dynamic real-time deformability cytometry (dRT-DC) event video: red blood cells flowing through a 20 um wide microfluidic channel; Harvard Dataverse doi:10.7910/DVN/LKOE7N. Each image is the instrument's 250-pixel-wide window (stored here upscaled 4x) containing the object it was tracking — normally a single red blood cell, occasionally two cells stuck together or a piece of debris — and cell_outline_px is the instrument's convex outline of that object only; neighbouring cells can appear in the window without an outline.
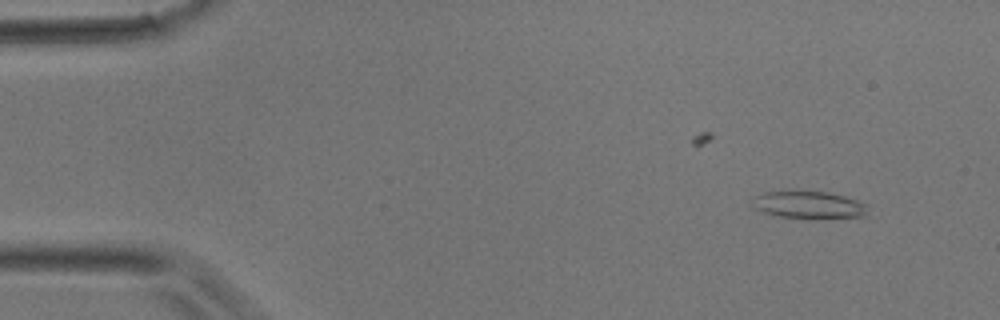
{"species": "common noctule bat (a hibernating species)", "species_latin": "Nyctalus noctula", "temperature_condition": "room temperature", "stored_images_in_passage": 4, "camera_frame_rate_fps": 3000, "um_per_image_px": 0.085, "animal": {"sex": "male", "body_mass_g": 17.9}, "frame": {"image": 1, "passage_image": 4, "time_ms": 1.0, "image_size_px": [1000, 320], "cell_outline_px": [[868, 204], [864, 216], [772, 216], [756, 208], [752, 204], [752, 200], [756, 196], [764, 192], [788, 188], [800, 188], [828, 192], [844, 196]], "centroid_in_image_um": [68.64, 17.31], "position_along_channel_um": 16.4, "area_um2": 18.38}}